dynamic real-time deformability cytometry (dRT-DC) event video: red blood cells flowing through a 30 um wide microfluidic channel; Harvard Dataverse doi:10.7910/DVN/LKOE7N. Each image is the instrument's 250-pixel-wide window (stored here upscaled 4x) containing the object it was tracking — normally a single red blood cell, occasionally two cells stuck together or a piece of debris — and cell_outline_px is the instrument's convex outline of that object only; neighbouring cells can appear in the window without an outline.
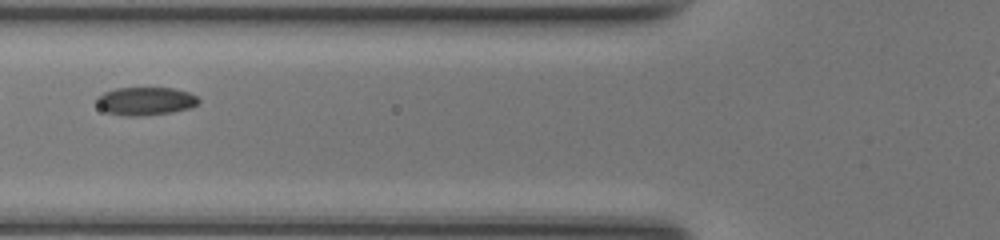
{"species": "common noctule bat (a hibernating species)", "species_latin": "Nyctalus noctula", "temperature_condition": "room temperature", "stored_images_in_passage": 12, "camera_frame_rate_fps": 3000, "um_per_image_px": 0.085, "animal": {"sex": "female", "body_mass_g": 17.0, "forearm_length_mm": 48.0}, "frame": {"image": 1, "passage_image": 4, "time_ms": 1.0, "image_size_px": [1000, 240], "cell_outline_px": [[200, 100], [196, 104], [188, 108], [172, 112], [136, 116], [124, 116], [104, 112], [96, 104], [96, 96], [104, 92], [116, 88], [172, 88], [188, 92], [196, 96]], "centroid_in_image_um": [12.3, 8.59], "position_along_channel_um": 113.5, "area_um2": 16.7}}